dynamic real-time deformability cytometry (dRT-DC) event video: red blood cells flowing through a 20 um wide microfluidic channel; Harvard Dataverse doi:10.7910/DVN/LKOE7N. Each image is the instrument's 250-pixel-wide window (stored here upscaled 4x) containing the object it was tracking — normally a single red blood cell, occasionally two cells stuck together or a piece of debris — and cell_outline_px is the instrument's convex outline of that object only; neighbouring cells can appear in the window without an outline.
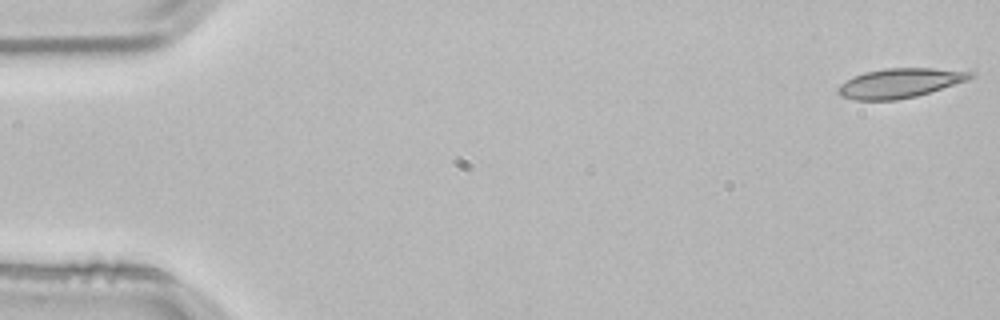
{"species": "common noctule bat (a hibernating species)", "species_latin": "Nyctalus noctula", "temperature_condition": "room temperature", "stored_images_in_passage": 53, "camera_frame_rate_fps": 3000, "um_per_image_px": 0.085, "animal": {"sex": "male", "body_mass_g": 21.5, "forearm_length_mm": 52.0}, "frame": {"image": 1, "passage_image": 1, "time_ms": 0.0, "image_size_px": [1000, 320], "cell_outline_px": [[976, 76], [968, 80], [916, 96], [896, 100], [856, 100], [840, 96], [836, 92], [836, 88], [840, 84], [864, 72], [884, 68], [932, 68], [976, 72]], "centroid_in_image_um": [76.49, 7.06], "position_along_channel_um": 8.5, "area_um2": 22.72}}
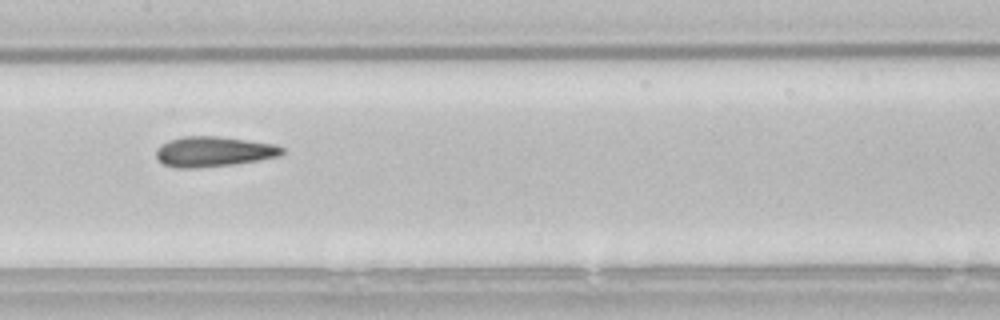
{"frame": {"image": 2, "passage_image": 26, "time_ms": 8.333, "image_size_px": [1000, 320], "cell_outline_px": [[284, 152], [280, 156], [260, 160], [232, 164], [196, 168], [176, 168], [164, 164], [156, 156], [156, 148], [160, 144], [168, 140], [184, 136], [216, 136], [272, 144], [284, 148]], "centroid_in_image_um": [18.12, 12.89], "position_along_channel_um": 189.3, "area_um2": 22.02}}
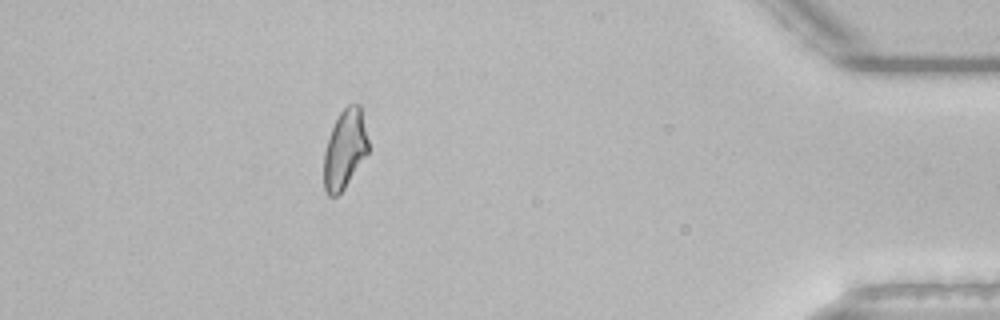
{"frame": {"image": 3, "passage_image": 47, "time_ms": 15.333, "image_size_px": [1000, 320], "cell_outline_px": [[368, 152], [344, 188], [336, 196], [328, 196], [324, 188], [324, 152], [332, 128], [340, 112], [348, 104], [360, 104], [368, 140]], "centroid_in_image_um": [29.3, 12.68], "position_along_channel_um": 405.9, "area_um2": 20.11}, "authors_computed_cell_mechanics": {"area_um2": 21.9062, "velocity_mm_per_s": 3.8349, "shape_relaxation_time_tau1_ms": null, "shape_relaxation_time_tau2_ms": 2.8825, "deformation_change_tau1": null, "deformation_change_tau2": 0.1013}}